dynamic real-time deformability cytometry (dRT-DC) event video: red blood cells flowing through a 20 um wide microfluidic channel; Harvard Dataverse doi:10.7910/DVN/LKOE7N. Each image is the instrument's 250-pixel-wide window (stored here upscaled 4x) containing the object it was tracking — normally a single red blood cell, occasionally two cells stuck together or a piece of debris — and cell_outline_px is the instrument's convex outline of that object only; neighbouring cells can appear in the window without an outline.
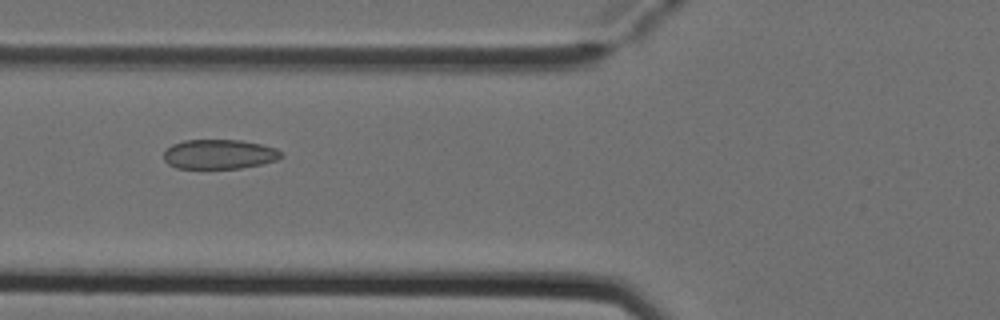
{"species": "Egyptian fruit bat (a non-hibernating species)", "species_latin": "Rousettus aegyptiacus", "temperature_condition": "cold", "stored_images_in_passage": 7, "camera_frame_rate_fps": 3000, "um_per_image_px": 0.085, "animal": {"sex": "female"}, "frame": {"image": 1, "passage_image": 6, "time_ms": 1.667, "image_size_px": [1000, 320], "cell_outline_px": [[284, 156], [276, 160], [260, 164], [240, 168], [176, 168], [168, 164], [164, 160], [164, 152], [172, 144], [184, 140], [240, 140], [260, 144], [276, 148]], "centroid_in_image_um": [18.62, 13.1], "position_along_channel_um": 107.2, "area_um2": 20.11}}
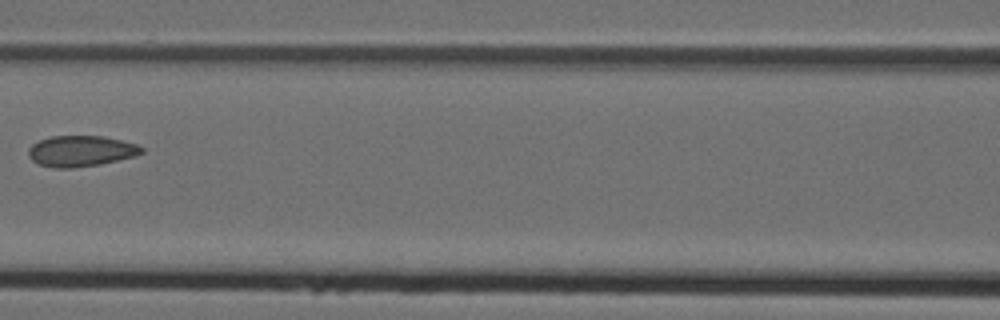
{"frame": {"image": 2, "passage_image": 7, "time_ms": 2.0, "image_size_px": [1000, 320], "cell_outline_px": [[144, 152], [136, 156], [100, 164], [76, 168], [52, 168], [40, 164], [32, 160], [28, 156], [28, 148], [32, 144], [40, 140], [52, 136], [104, 136], [136, 144], [144, 148]], "centroid_in_image_um": [6.88, 12.85], "position_along_channel_um": 159.7, "area_um2": 20.46}}